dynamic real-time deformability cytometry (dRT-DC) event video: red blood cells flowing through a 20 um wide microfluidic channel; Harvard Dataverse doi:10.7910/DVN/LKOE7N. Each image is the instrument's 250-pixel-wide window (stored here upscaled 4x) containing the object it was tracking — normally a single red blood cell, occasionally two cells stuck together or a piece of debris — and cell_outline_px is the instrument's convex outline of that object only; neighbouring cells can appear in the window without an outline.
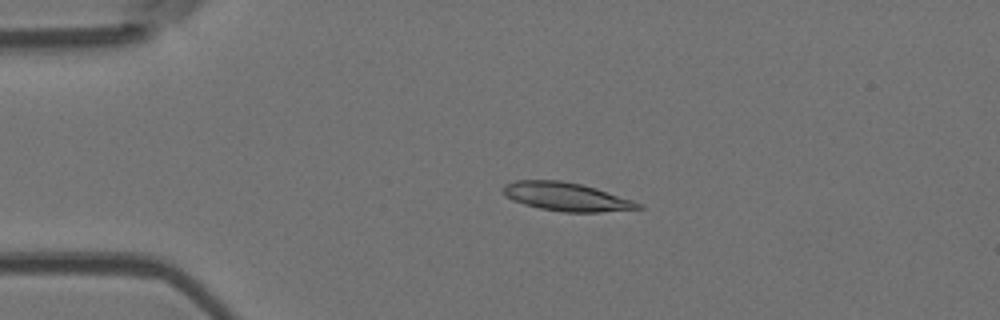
{"species": "Egyptian fruit bat (a non-hibernating species)", "species_latin": "Rousettus aegyptiacus", "temperature_condition": "room temperature", "stored_images_in_passage": 6, "camera_frame_rate_fps": 3000, "um_per_image_px": 0.085, "animal": {"sex": "female"}, "frame": {"image": 1, "passage_image": 4, "time_ms": 3.667, "image_size_px": [1000, 320], "cell_outline_px": [[644, 208], [600, 212], [564, 212], [540, 208], [524, 204], [512, 200], [504, 196], [500, 192], [500, 188], [504, 184], [516, 180], [560, 180], [580, 184], [596, 188], [644, 204]], "centroid_in_image_um": [48.09, 16.72], "position_along_channel_um": 36.9, "area_um2": 22.54}}
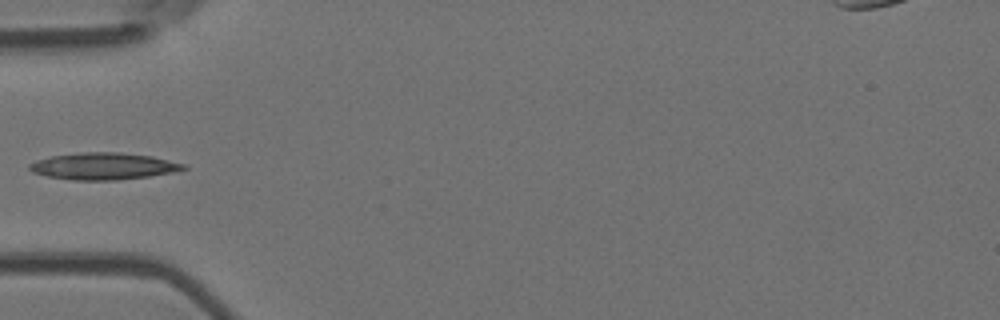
{"frame": {"image": 2, "passage_image": 6, "time_ms": 5.667, "image_size_px": [1000, 320], "cell_outline_px": [[188, 168], [172, 172], [148, 176], [116, 180], [72, 180], [48, 176], [32, 172], [28, 168], [28, 164], [36, 160], [52, 156], [80, 152], [120, 152], [152, 156], [184, 164]], "centroid_in_image_um": [8.76, 14.12], "position_along_channel_um": 76.2, "area_um2": 23.99}}